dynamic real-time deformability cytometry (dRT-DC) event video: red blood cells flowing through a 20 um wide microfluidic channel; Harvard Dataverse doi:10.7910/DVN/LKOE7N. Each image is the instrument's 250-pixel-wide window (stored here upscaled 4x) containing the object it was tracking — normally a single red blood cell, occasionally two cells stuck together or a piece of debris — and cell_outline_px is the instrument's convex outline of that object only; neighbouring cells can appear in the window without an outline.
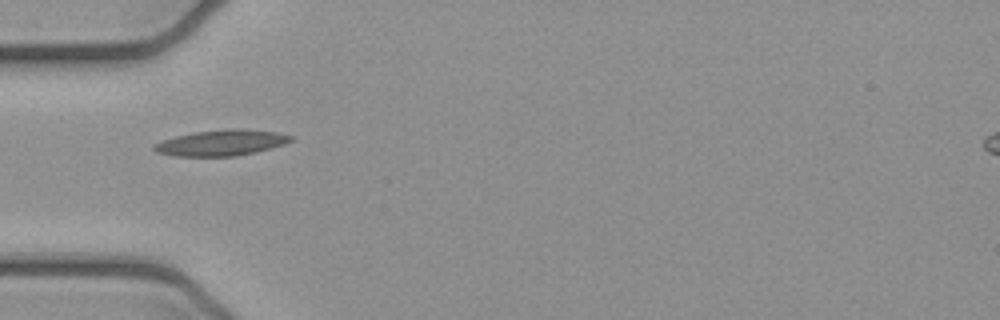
{"species": "common noctule bat (a hibernating species)", "species_latin": "Nyctalus noctula", "temperature_condition": "cold", "stored_images_in_passage": 3, "camera_frame_rate_fps": 3000, "um_per_image_px": 0.085, "animal": {"sex": "female", "body_mass_g": 21.9}, "frame": {"image": 1, "passage_image": 1, "time_ms": 0.0, "image_size_px": [1000, 320], "cell_outline_px": [[292, 140], [284, 144], [272, 148], [256, 152], [236, 156], [176, 156], [156, 152], [152, 148], [152, 144], [160, 140], [176, 136], [196, 132], [228, 128], [244, 128], [276, 132], [292, 136]], "centroid_in_image_um": [18.79, 12.13], "position_along_channel_um": 66.2, "area_um2": 20.75}}
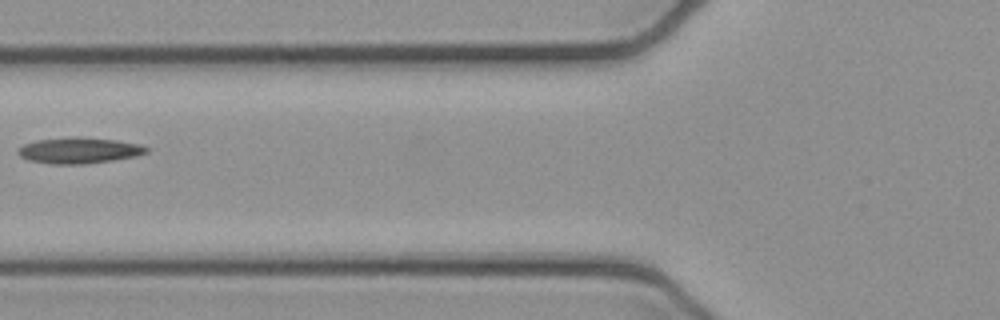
{"frame": {"image": 2, "passage_image": 2, "time_ms": 0.333, "image_size_px": [1000, 320], "cell_outline_px": [[148, 152], [136, 156], [112, 160], [84, 164], [52, 164], [28, 160], [20, 156], [16, 152], [24, 144], [36, 140], [72, 136], [80, 136], [116, 140], [140, 144], [148, 148]], "centroid_in_image_um": [6.71, 12.78], "position_along_channel_um": 119.1, "area_um2": 19.54}}
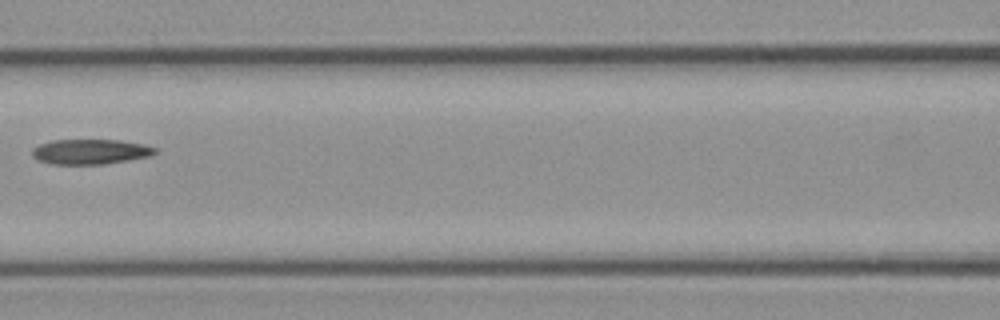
{"frame": {"image": 3, "passage_image": 3, "time_ms": 0.667, "image_size_px": [1000, 320], "cell_outline_px": [[156, 152], [152, 156], [104, 164], [52, 164], [36, 160], [32, 156], [32, 148], [40, 144], [52, 140], [120, 140], [144, 144], [156, 148]], "centroid_in_image_um": [7.67, 12.89], "position_along_channel_um": 158.9, "area_um2": 18.03}}